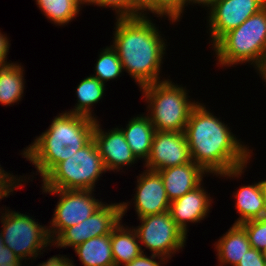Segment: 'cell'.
Masks as SVG:
<instances>
[{"mask_svg": "<svg viewBox=\"0 0 266 266\" xmlns=\"http://www.w3.org/2000/svg\"><path fill=\"white\" fill-rule=\"evenodd\" d=\"M211 201L209 194L200 184L182 197L171 201L169 213L175 224L187 235V223L203 220L210 211Z\"/></svg>", "mask_w": 266, "mask_h": 266, "instance_id": "15", "label": "cell"}, {"mask_svg": "<svg viewBox=\"0 0 266 266\" xmlns=\"http://www.w3.org/2000/svg\"><path fill=\"white\" fill-rule=\"evenodd\" d=\"M236 266H266V262L263 259L262 251L251 247Z\"/></svg>", "mask_w": 266, "mask_h": 266, "instance_id": "30", "label": "cell"}, {"mask_svg": "<svg viewBox=\"0 0 266 266\" xmlns=\"http://www.w3.org/2000/svg\"><path fill=\"white\" fill-rule=\"evenodd\" d=\"M262 256H263V259L266 262V247L262 250Z\"/></svg>", "mask_w": 266, "mask_h": 266, "instance_id": "40", "label": "cell"}, {"mask_svg": "<svg viewBox=\"0 0 266 266\" xmlns=\"http://www.w3.org/2000/svg\"><path fill=\"white\" fill-rule=\"evenodd\" d=\"M191 155L184 132L156 131L151 152L144 167L158 171L191 162Z\"/></svg>", "mask_w": 266, "mask_h": 266, "instance_id": "12", "label": "cell"}, {"mask_svg": "<svg viewBox=\"0 0 266 266\" xmlns=\"http://www.w3.org/2000/svg\"><path fill=\"white\" fill-rule=\"evenodd\" d=\"M43 192L60 196L48 229L51 241L64 229L89 218L103 204L94 198L93 190L43 189Z\"/></svg>", "mask_w": 266, "mask_h": 266, "instance_id": "10", "label": "cell"}, {"mask_svg": "<svg viewBox=\"0 0 266 266\" xmlns=\"http://www.w3.org/2000/svg\"><path fill=\"white\" fill-rule=\"evenodd\" d=\"M149 17L117 18L112 48L139 87L160 82L165 42Z\"/></svg>", "mask_w": 266, "mask_h": 266, "instance_id": "2", "label": "cell"}, {"mask_svg": "<svg viewBox=\"0 0 266 266\" xmlns=\"http://www.w3.org/2000/svg\"><path fill=\"white\" fill-rule=\"evenodd\" d=\"M144 11L154 13V0H131V17H147Z\"/></svg>", "mask_w": 266, "mask_h": 266, "instance_id": "31", "label": "cell"}, {"mask_svg": "<svg viewBox=\"0 0 266 266\" xmlns=\"http://www.w3.org/2000/svg\"><path fill=\"white\" fill-rule=\"evenodd\" d=\"M73 264V260L58 255L49 258L46 262L40 263L38 266H75Z\"/></svg>", "mask_w": 266, "mask_h": 266, "instance_id": "35", "label": "cell"}, {"mask_svg": "<svg viewBox=\"0 0 266 266\" xmlns=\"http://www.w3.org/2000/svg\"><path fill=\"white\" fill-rule=\"evenodd\" d=\"M0 218L3 242L21 261L26 257L34 259L41 255L39 252L42 249L52 245L48 228L38 224L32 217L7 209Z\"/></svg>", "mask_w": 266, "mask_h": 266, "instance_id": "7", "label": "cell"}, {"mask_svg": "<svg viewBox=\"0 0 266 266\" xmlns=\"http://www.w3.org/2000/svg\"><path fill=\"white\" fill-rule=\"evenodd\" d=\"M130 204L111 203L102 204L89 218L84 221L64 229L54 240L52 244L55 247H72L94 237L111 234L113 229L122 221L121 219L127 212Z\"/></svg>", "mask_w": 266, "mask_h": 266, "instance_id": "9", "label": "cell"}, {"mask_svg": "<svg viewBox=\"0 0 266 266\" xmlns=\"http://www.w3.org/2000/svg\"><path fill=\"white\" fill-rule=\"evenodd\" d=\"M73 249L84 266H115L110 234L91 238Z\"/></svg>", "mask_w": 266, "mask_h": 266, "instance_id": "21", "label": "cell"}, {"mask_svg": "<svg viewBox=\"0 0 266 266\" xmlns=\"http://www.w3.org/2000/svg\"><path fill=\"white\" fill-rule=\"evenodd\" d=\"M45 16L54 24L67 25L80 11L84 0H36Z\"/></svg>", "mask_w": 266, "mask_h": 266, "instance_id": "24", "label": "cell"}, {"mask_svg": "<svg viewBox=\"0 0 266 266\" xmlns=\"http://www.w3.org/2000/svg\"><path fill=\"white\" fill-rule=\"evenodd\" d=\"M149 257L144 255V252H142L126 266H162L161 264H165V262L168 261L165 257L160 255L151 254ZM156 257H158L157 259H160L159 262L155 260Z\"/></svg>", "mask_w": 266, "mask_h": 266, "instance_id": "32", "label": "cell"}, {"mask_svg": "<svg viewBox=\"0 0 266 266\" xmlns=\"http://www.w3.org/2000/svg\"><path fill=\"white\" fill-rule=\"evenodd\" d=\"M137 176L134 206L138 218L169 211L170 201L167 197L161 175L157 171L144 170Z\"/></svg>", "mask_w": 266, "mask_h": 266, "instance_id": "13", "label": "cell"}, {"mask_svg": "<svg viewBox=\"0 0 266 266\" xmlns=\"http://www.w3.org/2000/svg\"><path fill=\"white\" fill-rule=\"evenodd\" d=\"M95 123V119L65 111L21 154L35 165L36 172L44 179L60 162L93 138Z\"/></svg>", "mask_w": 266, "mask_h": 266, "instance_id": "3", "label": "cell"}, {"mask_svg": "<svg viewBox=\"0 0 266 266\" xmlns=\"http://www.w3.org/2000/svg\"><path fill=\"white\" fill-rule=\"evenodd\" d=\"M93 130V139L99 149L101 158L107 171L122 169L123 166L136 163L138 159L133 154L121 129L114 128L107 132L102 131L99 121ZM99 123V124H98Z\"/></svg>", "mask_w": 266, "mask_h": 266, "instance_id": "14", "label": "cell"}, {"mask_svg": "<svg viewBox=\"0 0 266 266\" xmlns=\"http://www.w3.org/2000/svg\"><path fill=\"white\" fill-rule=\"evenodd\" d=\"M198 102L184 130L192 161L207 173L221 177H241L252 155L247 145ZM240 141V142H239Z\"/></svg>", "mask_w": 266, "mask_h": 266, "instance_id": "1", "label": "cell"}, {"mask_svg": "<svg viewBox=\"0 0 266 266\" xmlns=\"http://www.w3.org/2000/svg\"><path fill=\"white\" fill-rule=\"evenodd\" d=\"M104 90L105 85L94 76L84 78L76 89L78 103L67 113L84 115L96 120L97 117L92 114L91 106L101 100Z\"/></svg>", "mask_w": 266, "mask_h": 266, "instance_id": "23", "label": "cell"}, {"mask_svg": "<svg viewBox=\"0 0 266 266\" xmlns=\"http://www.w3.org/2000/svg\"><path fill=\"white\" fill-rule=\"evenodd\" d=\"M266 6V0H217L209 11V32L214 45Z\"/></svg>", "mask_w": 266, "mask_h": 266, "instance_id": "11", "label": "cell"}, {"mask_svg": "<svg viewBox=\"0 0 266 266\" xmlns=\"http://www.w3.org/2000/svg\"><path fill=\"white\" fill-rule=\"evenodd\" d=\"M124 134L130 149L135 157L139 160L148 159L154 134L156 130L148 116L139 115L133 117L127 124L126 128H120Z\"/></svg>", "mask_w": 266, "mask_h": 266, "instance_id": "19", "label": "cell"}, {"mask_svg": "<svg viewBox=\"0 0 266 266\" xmlns=\"http://www.w3.org/2000/svg\"><path fill=\"white\" fill-rule=\"evenodd\" d=\"M121 223L122 221H120L110 234L115 266H126L144 252L142 244L139 245V238L134 227H132L133 229L128 226L124 227Z\"/></svg>", "mask_w": 266, "mask_h": 266, "instance_id": "20", "label": "cell"}, {"mask_svg": "<svg viewBox=\"0 0 266 266\" xmlns=\"http://www.w3.org/2000/svg\"><path fill=\"white\" fill-rule=\"evenodd\" d=\"M0 266H22V263H8L6 265H0Z\"/></svg>", "mask_w": 266, "mask_h": 266, "instance_id": "37", "label": "cell"}, {"mask_svg": "<svg viewBox=\"0 0 266 266\" xmlns=\"http://www.w3.org/2000/svg\"><path fill=\"white\" fill-rule=\"evenodd\" d=\"M217 0H184V8H185V6H187L188 4L190 5L191 3L193 4H196V3H198L199 5H204V7L205 6H207V7H209L208 8V10L209 9H211L212 7H213V5H214V3L216 2Z\"/></svg>", "mask_w": 266, "mask_h": 266, "instance_id": "36", "label": "cell"}, {"mask_svg": "<svg viewBox=\"0 0 266 266\" xmlns=\"http://www.w3.org/2000/svg\"><path fill=\"white\" fill-rule=\"evenodd\" d=\"M263 192L265 195V204H266V180L263 181Z\"/></svg>", "mask_w": 266, "mask_h": 266, "instance_id": "38", "label": "cell"}, {"mask_svg": "<svg viewBox=\"0 0 266 266\" xmlns=\"http://www.w3.org/2000/svg\"><path fill=\"white\" fill-rule=\"evenodd\" d=\"M184 0H154V15L168 16L172 23L179 21L184 12ZM159 15V16H158Z\"/></svg>", "mask_w": 266, "mask_h": 266, "instance_id": "27", "label": "cell"}, {"mask_svg": "<svg viewBox=\"0 0 266 266\" xmlns=\"http://www.w3.org/2000/svg\"><path fill=\"white\" fill-rule=\"evenodd\" d=\"M10 43L8 37L0 32V67L10 65L12 63L7 62V53L9 51Z\"/></svg>", "mask_w": 266, "mask_h": 266, "instance_id": "34", "label": "cell"}, {"mask_svg": "<svg viewBox=\"0 0 266 266\" xmlns=\"http://www.w3.org/2000/svg\"><path fill=\"white\" fill-rule=\"evenodd\" d=\"M87 5L112 7L117 13V18L131 17V0H84Z\"/></svg>", "mask_w": 266, "mask_h": 266, "instance_id": "28", "label": "cell"}, {"mask_svg": "<svg viewBox=\"0 0 266 266\" xmlns=\"http://www.w3.org/2000/svg\"><path fill=\"white\" fill-rule=\"evenodd\" d=\"M4 242H3V238H2V234L0 233V249H2V247L4 246Z\"/></svg>", "mask_w": 266, "mask_h": 266, "instance_id": "39", "label": "cell"}, {"mask_svg": "<svg viewBox=\"0 0 266 266\" xmlns=\"http://www.w3.org/2000/svg\"><path fill=\"white\" fill-rule=\"evenodd\" d=\"M240 225L245 229L251 247L262 251L266 247V216Z\"/></svg>", "mask_w": 266, "mask_h": 266, "instance_id": "26", "label": "cell"}, {"mask_svg": "<svg viewBox=\"0 0 266 266\" xmlns=\"http://www.w3.org/2000/svg\"><path fill=\"white\" fill-rule=\"evenodd\" d=\"M148 103V113L156 131L184 132L192 109L198 104L191 102L187 89L163 79L140 88Z\"/></svg>", "mask_w": 266, "mask_h": 266, "instance_id": "5", "label": "cell"}, {"mask_svg": "<svg viewBox=\"0 0 266 266\" xmlns=\"http://www.w3.org/2000/svg\"><path fill=\"white\" fill-rule=\"evenodd\" d=\"M23 67L17 63L0 67V103L12 105L22 99L24 93Z\"/></svg>", "mask_w": 266, "mask_h": 266, "instance_id": "22", "label": "cell"}, {"mask_svg": "<svg viewBox=\"0 0 266 266\" xmlns=\"http://www.w3.org/2000/svg\"><path fill=\"white\" fill-rule=\"evenodd\" d=\"M1 168L2 167H0V200H2V198L4 199V197H8L10 192H13L15 188L22 186L21 182L23 181V179L20 180L21 176L19 179L18 177L16 179L14 175H11V173Z\"/></svg>", "mask_w": 266, "mask_h": 266, "instance_id": "29", "label": "cell"}, {"mask_svg": "<svg viewBox=\"0 0 266 266\" xmlns=\"http://www.w3.org/2000/svg\"><path fill=\"white\" fill-rule=\"evenodd\" d=\"M220 266H236L251 248L245 229L240 224L232 227L214 244Z\"/></svg>", "mask_w": 266, "mask_h": 266, "instance_id": "18", "label": "cell"}, {"mask_svg": "<svg viewBox=\"0 0 266 266\" xmlns=\"http://www.w3.org/2000/svg\"><path fill=\"white\" fill-rule=\"evenodd\" d=\"M99 149L92 138L68 159L60 162L43 180L42 189L93 190L106 172Z\"/></svg>", "mask_w": 266, "mask_h": 266, "instance_id": "6", "label": "cell"}, {"mask_svg": "<svg viewBox=\"0 0 266 266\" xmlns=\"http://www.w3.org/2000/svg\"><path fill=\"white\" fill-rule=\"evenodd\" d=\"M236 198V209L240 214L235 224L263 218L266 216L265 195L263 192V181L252 185L241 186L234 193Z\"/></svg>", "mask_w": 266, "mask_h": 266, "instance_id": "17", "label": "cell"}, {"mask_svg": "<svg viewBox=\"0 0 266 266\" xmlns=\"http://www.w3.org/2000/svg\"><path fill=\"white\" fill-rule=\"evenodd\" d=\"M8 263H22V261L6 245L0 249V265Z\"/></svg>", "mask_w": 266, "mask_h": 266, "instance_id": "33", "label": "cell"}, {"mask_svg": "<svg viewBox=\"0 0 266 266\" xmlns=\"http://www.w3.org/2000/svg\"><path fill=\"white\" fill-rule=\"evenodd\" d=\"M213 49L220 66L251 63L266 82V6L224 34Z\"/></svg>", "mask_w": 266, "mask_h": 266, "instance_id": "4", "label": "cell"}, {"mask_svg": "<svg viewBox=\"0 0 266 266\" xmlns=\"http://www.w3.org/2000/svg\"><path fill=\"white\" fill-rule=\"evenodd\" d=\"M95 71V75L92 76L104 85L106 81L117 78L124 71L119 56L112 46L106 47L100 52Z\"/></svg>", "mask_w": 266, "mask_h": 266, "instance_id": "25", "label": "cell"}, {"mask_svg": "<svg viewBox=\"0 0 266 266\" xmlns=\"http://www.w3.org/2000/svg\"><path fill=\"white\" fill-rule=\"evenodd\" d=\"M139 220L141 225L134 229L139 241L152 254L163 256L168 260L184 247L186 233L175 224L169 211L140 217Z\"/></svg>", "mask_w": 266, "mask_h": 266, "instance_id": "8", "label": "cell"}, {"mask_svg": "<svg viewBox=\"0 0 266 266\" xmlns=\"http://www.w3.org/2000/svg\"><path fill=\"white\" fill-rule=\"evenodd\" d=\"M162 178L169 201L182 197L198 187L207 172L194 161L157 171ZM204 174V175H203Z\"/></svg>", "mask_w": 266, "mask_h": 266, "instance_id": "16", "label": "cell"}]
</instances>
